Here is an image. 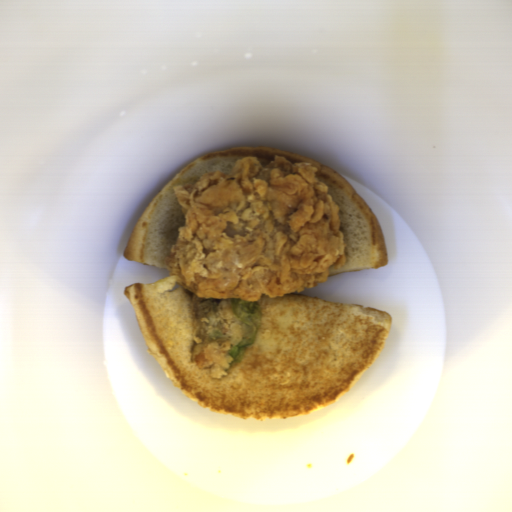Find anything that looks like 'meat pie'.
Instances as JSON below:
<instances>
[{
	"instance_id": "1",
	"label": "meat pie",
	"mask_w": 512,
	"mask_h": 512,
	"mask_svg": "<svg viewBox=\"0 0 512 512\" xmlns=\"http://www.w3.org/2000/svg\"><path fill=\"white\" fill-rule=\"evenodd\" d=\"M311 162L274 156L236 160L231 172H206L196 182L174 186L184 213L174 244L163 260L166 272L193 292L199 318L203 301L214 304L230 339L193 337L192 361L221 378L228 354L246 327L232 301H261L300 292L327 281L331 267L347 262L338 204Z\"/></svg>"
}]
</instances>
